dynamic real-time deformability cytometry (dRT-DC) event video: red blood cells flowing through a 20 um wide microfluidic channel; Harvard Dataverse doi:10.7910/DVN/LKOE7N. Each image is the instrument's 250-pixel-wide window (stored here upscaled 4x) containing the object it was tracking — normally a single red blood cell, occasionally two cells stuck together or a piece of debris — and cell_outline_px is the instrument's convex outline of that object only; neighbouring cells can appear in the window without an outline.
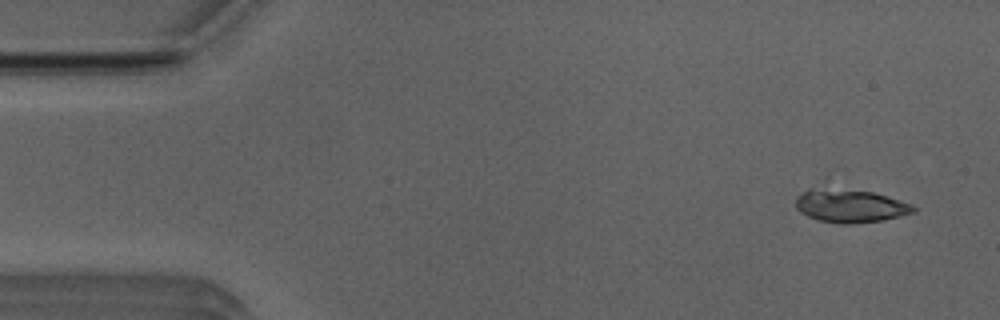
{"species": "Egyptian fruit bat (a non-hibernating species)", "species_latin": "Rousettus aegyptiacus", "temperature_condition": "room temperature", "stored_images_in_passage": 51, "camera_frame_rate_fps": 3000, "um_per_image_px": 0.085, "animal": {"sex": "male"}, "frame": {"image": 1, "passage_image": 3, "time_ms": 0.667, "image_size_px": [1000, 320], "cell_outline_px": [[916, 212], [880, 220], [844, 224], [840, 224], [820, 220], [808, 216], [800, 212], [796, 208], [796, 196], [808, 188], [812, 188], [872, 192], [888, 196], [912, 204], [916, 208]], "centroid_in_image_um": [72.25, 17.5], "position_along_channel_um": 12.8, "area_um2": 22.31}}
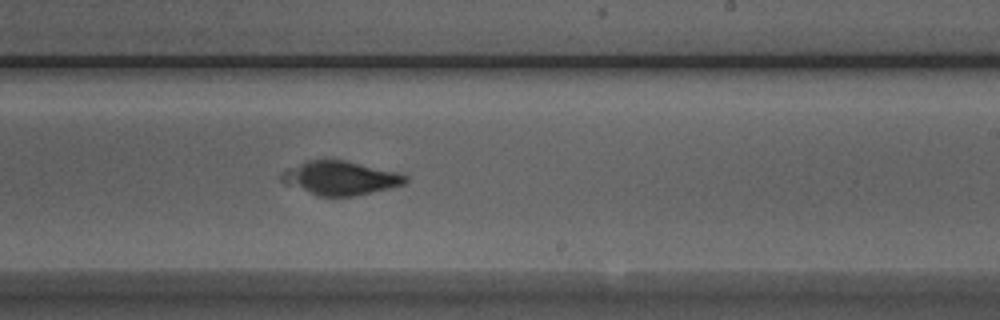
{"frame": {"image": 2, "passage_image": 30, "time_ms": 9.667, "image_size_px": [1000, 320], "cell_outline_px": [[408, 180], [404, 184], [356, 196], [316, 196], [284, 184], [280, 180], [280, 176], [288, 168], [304, 160], [344, 160], [400, 172], [408, 176]], "centroid_in_image_um": [28.9, 15.13], "position_along_channel_um": 260.1, "area_um2": 24.62}}
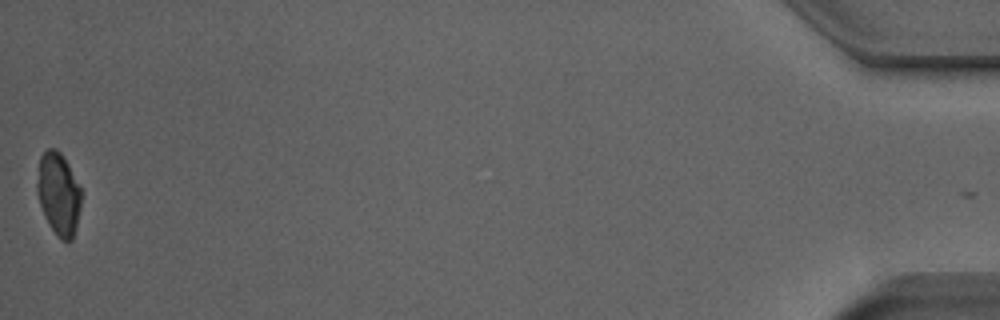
{"frame": {"image": 3, "passage_image": 51, "time_ms": 16.667, "image_size_px": [1000, 320], "cell_outline_px": [[80, 208], [76, 228], [72, 240], [60, 240], [56, 236], [48, 224], [44, 216], [40, 204], [36, 188], [36, 184], [40, 156], [48, 148], [56, 148], [64, 156], [80, 188]], "centroid_in_image_um": [4.96, 16.48], "position_along_channel_um": 430.2, "area_um2": 21.21}}